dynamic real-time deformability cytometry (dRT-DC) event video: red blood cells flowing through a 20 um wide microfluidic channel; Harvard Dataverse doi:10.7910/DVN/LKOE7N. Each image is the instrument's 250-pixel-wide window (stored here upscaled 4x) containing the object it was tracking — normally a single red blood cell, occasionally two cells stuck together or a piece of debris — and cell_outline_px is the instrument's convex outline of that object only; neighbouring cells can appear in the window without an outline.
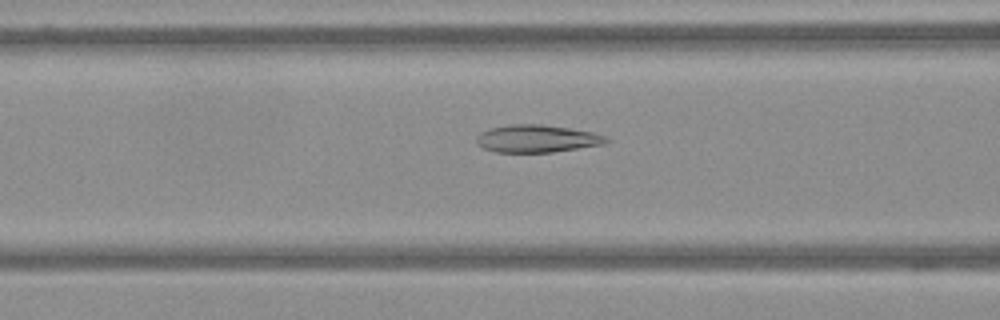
{"species": "Egyptian fruit bat (a non-hibernating species)", "species_latin": "Rousettus aegyptiacus", "temperature_condition": "warm", "stored_images_in_passage": 48, "camera_frame_rate_fps": 3000, "um_per_image_px": 0.085, "frame": {"image": 1, "passage_image": 14, "time_ms": 4.333, "image_size_px": [1000, 320], "cell_outline_px": [[612, 140], [604, 144], [552, 152], [496, 152], [484, 148], [476, 144], [476, 136], [480, 132], [488, 128], [512, 124], [544, 124], [592, 132], [604, 136]], "centroid_in_image_um": [45.6, 11.78], "position_along_channel_um": 121.0, "area_um2": 20.87}}
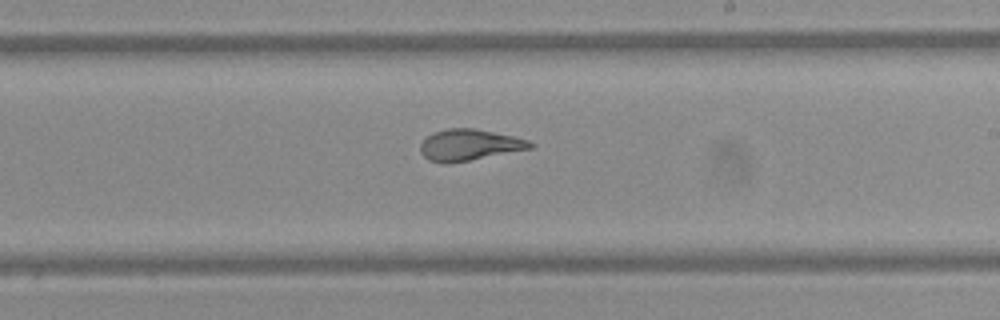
{"frame": {"image": 2, "passage_image": 26, "time_ms": 8.333, "image_size_px": [1000, 320], "cell_outline_px": [[536, 144], [532, 148], [448, 164], [444, 164], [428, 160], [420, 152], [420, 144], [432, 132], [448, 128], [476, 128], [516, 136], [528, 140]], "centroid_in_image_um": [39.89, 12.31], "position_along_channel_um": 249.1, "area_um2": 20.17}}
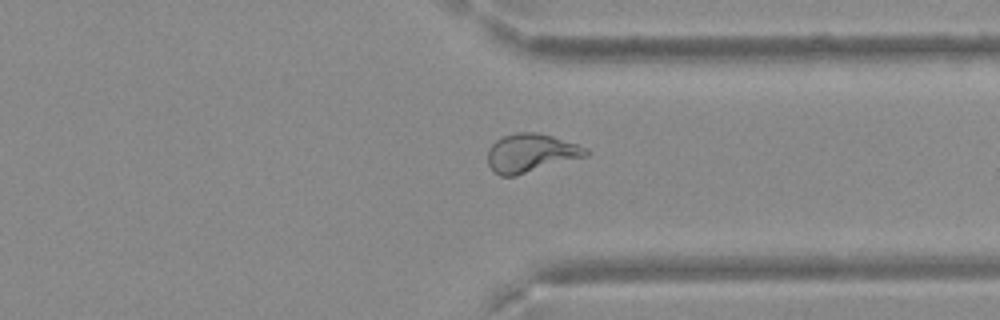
{"frame": {"image": 3, "passage_image": 37, "time_ms": 12.0, "image_size_px": [1000, 320], "cell_outline_px": [[588, 156], [516, 176], [500, 176], [488, 164], [488, 148], [496, 140], [504, 136], [516, 132], [536, 132], [552, 136], [588, 148]], "centroid_in_image_um": [45.13, 13.01], "position_along_channel_um": 366.3, "area_um2": 22.02}}